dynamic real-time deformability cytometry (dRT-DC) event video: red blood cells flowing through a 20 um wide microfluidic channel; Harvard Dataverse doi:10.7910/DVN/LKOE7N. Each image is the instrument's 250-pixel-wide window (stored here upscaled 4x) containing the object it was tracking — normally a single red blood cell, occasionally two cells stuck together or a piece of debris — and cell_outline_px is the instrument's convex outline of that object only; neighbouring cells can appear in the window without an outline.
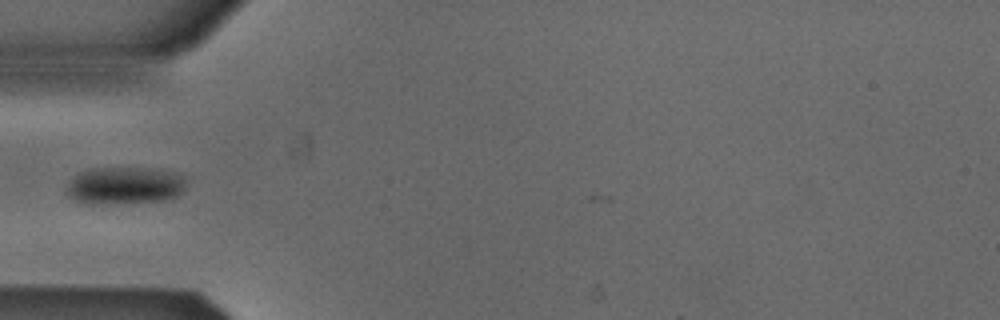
{"species": "Egyptian fruit bat (a non-hibernating species)", "species_latin": "Rousettus aegyptiacus", "temperature_condition": "cold", "stored_images_in_passage": 38, "camera_frame_rate_fps": 3000, "um_per_image_px": 0.085, "animal": {"sex": "male"}, "frame": {"image": 1, "passage_image": 3, "time_ms": 0.667, "image_size_px": [1000, 320], "cell_outline_px": [[184, 192], [168, 200], [132, 204], [80, 204], [68, 196], [64, 192], [64, 188], [80, 172], [88, 168], [152, 168], [176, 172], [184, 176]], "centroid_in_image_um": [10.58, 15.8], "position_along_channel_um": 74.4, "area_um2": 26.93}}
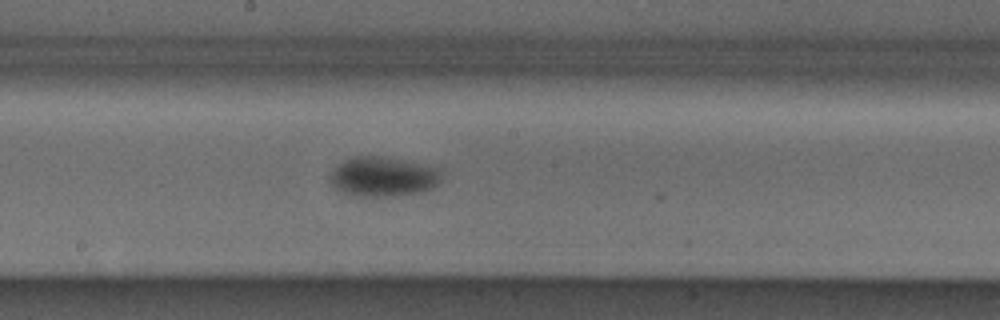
{"frame": {"image": 2, "passage_image": 14, "time_ms": 4.333, "image_size_px": [1000, 320], "cell_outline_px": [[440, 180], [432, 188], [420, 192], [396, 196], [352, 196], [340, 192], [328, 180], [328, 176], [332, 168], [344, 160], [352, 156], [384, 156], [404, 160], [440, 168]], "centroid_in_image_um": [32.5, 15.01], "position_along_channel_um": 215.7, "area_um2": 26.13}}
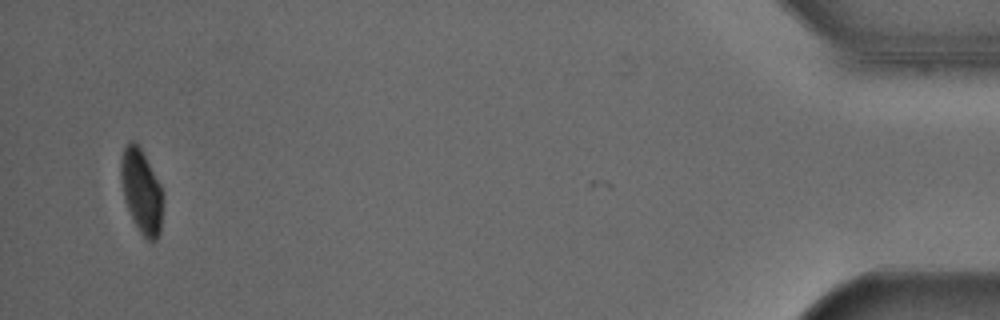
{"frame": {"image": 3, "passage_image": 37, "time_ms": 12.0, "image_size_px": [1000, 320], "cell_outline_px": [[164, 196], [160, 232], [156, 240], [148, 240], [140, 232], [124, 200], [120, 180], [120, 156], [128, 140], [136, 140], [160, 184]], "centroid_in_image_um": [12.01, 16.2], "position_along_channel_um": 423.2, "area_um2": 20.75}}